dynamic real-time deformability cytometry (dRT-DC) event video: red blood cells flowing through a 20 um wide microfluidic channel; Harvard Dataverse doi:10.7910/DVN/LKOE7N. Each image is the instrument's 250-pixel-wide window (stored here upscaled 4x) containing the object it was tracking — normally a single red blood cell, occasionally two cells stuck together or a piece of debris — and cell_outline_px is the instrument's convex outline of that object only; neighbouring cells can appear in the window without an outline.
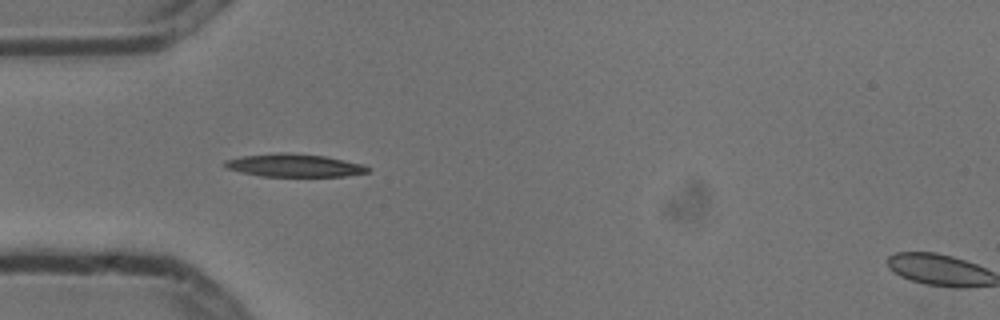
{"species": "common noctule bat (a hibernating species)", "species_latin": "Nyctalus noctula", "temperature_condition": "cold", "stored_images_in_passage": 5, "camera_frame_rate_fps": 3000, "um_per_image_px": 0.085, "animal": {"sex": "male", "body_mass_g": 13.3}, "frame": {"image": 1, "passage_image": 4, "time_ms": 1.0, "image_size_px": [1000, 320], "cell_outline_px": [[372, 168], [368, 172], [344, 176], [260, 176], [240, 172], [228, 168], [224, 164], [224, 160], [244, 156], [280, 152], [284, 152], [324, 156], [364, 164]], "centroid_in_image_um": [25.04, 14.06], "position_along_channel_um": 60.0, "area_um2": 18.96}}
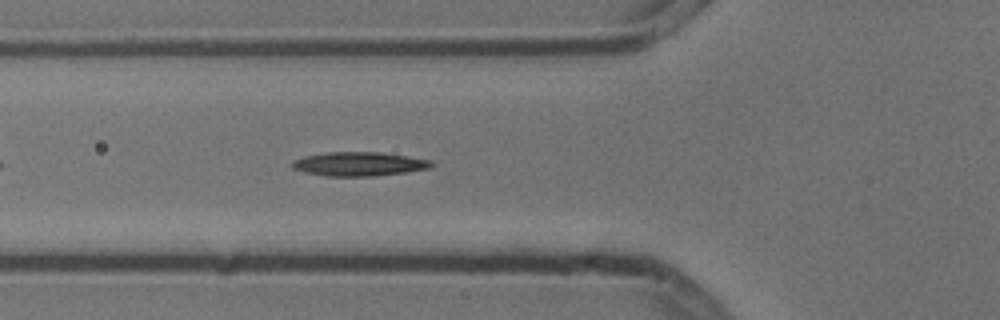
{"frame": {"image": 2, "passage_image": 5, "time_ms": 1.333, "image_size_px": [1000, 320], "cell_outline_px": [[432, 164], [428, 168], [408, 172], [372, 176], [328, 176], [304, 172], [292, 168], [292, 164], [296, 160], [304, 156], [324, 152], [380, 152], [432, 160]], "centroid_in_image_um": [30.51, 13.93], "position_along_channel_um": 95.3, "area_um2": 19.31}}